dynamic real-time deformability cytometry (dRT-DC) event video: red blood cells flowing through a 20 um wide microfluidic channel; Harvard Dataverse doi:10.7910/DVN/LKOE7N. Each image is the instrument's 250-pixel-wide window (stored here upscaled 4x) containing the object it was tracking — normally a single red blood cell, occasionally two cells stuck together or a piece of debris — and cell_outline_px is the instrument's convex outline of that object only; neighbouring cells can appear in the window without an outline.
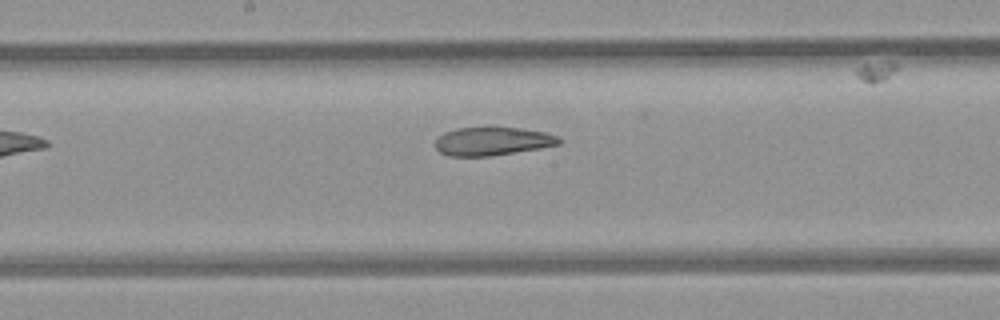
{"species": "common noctule bat (a hibernating species)", "species_latin": "Nyctalus noctula", "temperature_condition": "room temperature", "stored_images_in_passage": 7, "segment_of_instrument_passage": [1, 2], "camera_frame_rate_fps": 3000, "um_per_image_px": 0.085, "animal": {"sex": "female", "body_mass_g": 21.9}, "frame": {"image": 1, "passage_image": 6, "time_ms": 1.667, "image_size_px": [1000, 320], "cell_outline_px": [[560, 144], [540, 148], [492, 156], [448, 156], [440, 152], [436, 148], [436, 140], [444, 132], [456, 128], [520, 128], [544, 132], [556, 136], [560, 140]], "centroid_in_image_um": [41.83, 12.02], "position_along_channel_um": 206.4, "area_um2": 20.17}}